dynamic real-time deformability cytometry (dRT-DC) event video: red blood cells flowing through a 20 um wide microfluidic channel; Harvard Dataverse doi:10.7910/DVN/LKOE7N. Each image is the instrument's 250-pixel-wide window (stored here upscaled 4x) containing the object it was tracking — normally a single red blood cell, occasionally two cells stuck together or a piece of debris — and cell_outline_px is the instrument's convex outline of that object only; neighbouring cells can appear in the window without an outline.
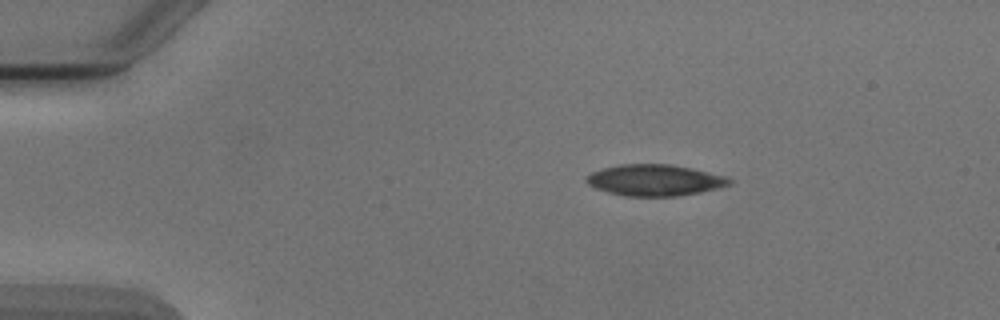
{"species": "Egyptian fruit bat (a non-hibernating species)", "species_latin": "Rousettus aegyptiacus", "temperature_condition": "cold", "stored_images_in_passage": 3, "camera_frame_rate_fps": 3000, "um_per_image_px": 0.085, "animal": {"sex": "male"}, "frame": {"image": 1, "passage_image": 1, "time_ms": 0.0, "image_size_px": [1000, 320], "cell_outline_px": [[732, 184], [700, 192], [676, 196], [624, 196], [608, 192], [596, 188], [588, 184], [584, 180], [584, 176], [592, 172], [604, 168], [620, 164], [672, 164], [692, 168], [728, 176], [732, 180]], "centroid_in_image_um": [55.65, 15.31], "position_along_channel_um": 29.3, "area_um2": 26.18}}
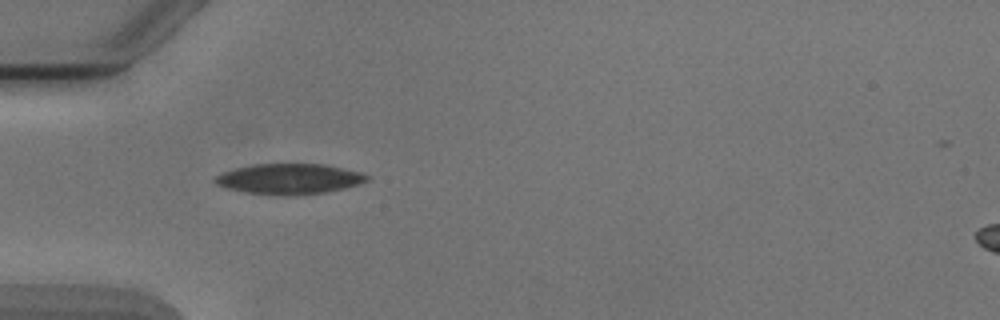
{"frame": {"image": 2, "passage_image": 3, "time_ms": 2.333, "image_size_px": [1000, 320], "cell_outline_px": [[368, 180], [360, 184], [344, 188], [324, 192], [296, 196], [280, 196], [244, 192], [228, 188], [216, 184], [212, 180], [216, 176], [224, 172], [236, 168], [252, 164], [324, 164], [364, 172], [368, 176]], "centroid_in_image_um": [24.61, 15.21], "position_along_channel_um": 60.4, "area_um2": 27.17}}